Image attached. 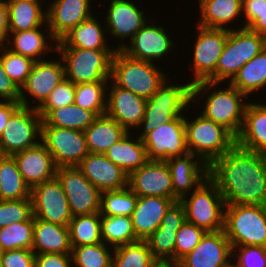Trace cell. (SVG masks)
<instances>
[{
  "label": "cell",
  "mask_w": 266,
  "mask_h": 267,
  "mask_svg": "<svg viewBox=\"0 0 266 267\" xmlns=\"http://www.w3.org/2000/svg\"><path fill=\"white\" fill-rule=\"evenodd\" d=\"M225 205H266V155L234 145L208 166Z\"/></svg>",
  "instance_id": "6da1fadb"
},
{
  "label": "cell",
  "mask_w": 266,
  "mask_h": 267,
  "mask_svg": "<svg viewBox=\"0 0 266 267\" xmlns=\"http://www.w3.org/2000/svg\"><path fill=\"white\" fill-rule=\"evenodd\" d=\"M220 85L218 82L210 81H200L192 84L191 105L194 102V105L200 104V102H197L198 100L202 101V107L204 108L199 113L214 123L224 126L236 137L241 130L246 106L250 99L230 83L228 85L226 83V88ZM204 99L205 101H203Z\"/></svg>",
  "instance_id": "7a4b0ae2"
},
{
  "label": "cell",
  "mask_w": 266,
  "mask_h": 267,
  "mask_svg": "<svg viewBox=\"0 0 266 267\" xmlns=\"http://www.w3.org/2000/svg\"><path fill=\"white\" fill-rule=\"evenodd\" d=\"M187 81L186 84L172 83L169 77L157 92L147 99L144 117L134 131V133L141 132L135 136L142 140L154 128H159L163 123L186 114L191 106L192 86L189 77Z\"/></svg>",
  "instance_id": "3957f363"
},
{
  "label": "cell",
  "mask_w": 266,
  "mask_h": 267,
  "mask_svg": "<svg viewBox=\"0 0 266 267\" xmlns=\"http://www.w3.org/2000/svg\"><path fill=\"white\" fill-rule=\"evenodd\" d=\"M158 64L131 58L118 50L112 58L110 79L117 86L149 99L166 82L170 74L161 70Z\"/></svg>",
  "instance_id": "277c9868"
},
{
  "label": "cell",
  "mask_w": 266,
  "mask_h": 267,
  "mask_svg": "<svg viewBox=\"0 0 266 267\" xmlns=\"http://www.w3.org/2000/svg\"><path fill=\"white\" fill-rule=\"evenodd\" d=\"M196 113L194 119L189 116L185 118L186 145L189 153L198 156L209 166L236 144V137L199 111Z\"/></svg>",
  "instance_id": "5b68a950"
},
{
  "label": "cell",
  "mask_w": 266,
  "mask_h": 267,
  "mask_svg": "<svg viewBox=\"0 0 266 267\" xmlns=\"http://www.w3.org/2000/svg\"><path fill=\"white\" fill-rule=\"evenodd\" d=\"M115 51V49L56 47L55 54L63 60L65 78L76 85L109 81Z\"/></svg>",
  "instance_id": "8992f818"
},
{
  "label": "cell",
  "mask_w": 266,
  "mask_h": 267,
  "mask_svg": "<svg viewBox=\"0 0 266 267\" xmlns=\"http://www.w3.org/2000/svg\"><path fill=\"white\" fill-rule=\"evenodd\" d=\"M266 47V38L248 28L232 29L218 60L216 71L206 80L229 83L240 68Z\"/></svg>",
  "instance_id": "52a82bcc"
},
{
  "label": "cell",
  "mask_w": 266,
  "mask_h": 267,
  "mask_svg": "<svg viewBox=\"0 0 266 267\" xmlns=\"http://www.w3.org/2000/svg\"><path fill=\"white\" fill-rule=\"evenodd\" d=\"M223 230L232 247H266V205H226Z\"/></svg>",
  "instance_id": "ba28073f"
},
{
  "label": "cell",
  "mask_w": 266,
  "mask_h": 267,
  "mask_svg": "<svg viewBox=\"0 0 266 267\" xmlns=\"http://www.w3.org/2000/svg\"><path fill=\"white\" fill-rule=\"evenodd\" d=\"M179 201L184 207L187 222L206 232L223 230L226 205L217 186L209 178Z\"/></svg>",
  "instance_id": "9c48e42d"
},
{
  "label": "cell",
  "mask_w": 266,
  "mask_h": 267,
  "mask_svg": "<svg viewBox=\"0 0 266 267\" xmlns=\"http://www.w3.org/2000/svg\"><path fill=\"white\" fill-rule=\"evenodd\" d=\"M43 118L36 108L20 106L9 118L0 136L5 156L36 146L41 142Z\"/></svg>",
  "instance_id": "30bf717a"
},
{
  "label": "cell",
  "mask_w": 266,
  "mask_h": 267,
  "mask_svg": "<svg viewBox=\"0 0 266 267\" xmlns=\"http://www.w3.org/2000/svg\"><path fill=\"white\" fill-rule=\"evenodd\" d=\"M197 37L194 42L191 70L193 79L190 83L194 84L200 81H206L215 71L218 60L223 52L227 41L229 30L206 28L195 25ZM192 79V80H191Z\"/></svg>",
  "instance_id": "8fae6325"
},
{
  "label": "cell",
  "mask_w": 266,
  "mask_h": 267,
  "mask_svg": "<svg viewBox=\"0 0 266 267\" xmlns=\"http://www.w3.org/2000/svg\"><path fill=\"white\" fill-rule=\"evenodd\" d=\"M58 57L55 60L49 58L34 63L25 84L20 88L21 106L38 109L50 92L65 78L64 63L61 57ZM34 100L36 103L32 105L30 102Z\"/></svg>",
  "instance_id": "7c38bea8"
},
{
  "label": "cell",
  "mask_w": 266,
  "mask_h": 267,
  "mask_svg": "<svg viewBox=\"0 0 266 267\" xmlns=\"http://www.w3.org/2000/svg\"><path fill=\"white\" fill-rule=\"evenodd\" d=\"M56 177L67 197L72 216L100 211L101 191L75 167H57Z\"/></svg>",
  "instance_id": "4fadbf2b"
},
{
  "label": "cell",
  "mask_w": 266,
  "mask_h": 267,
  "mask_svg": "<svg viewBox=\"0 0 266 267\" xmlns=\"http://www.w3.org/2000/svg\"><path fill=\"white\" fill-rule=\"evenodd\" d=\"M41 142L57 167H75L89 154L84 131L42 126Z\"/></svg>",
  "instance_id": "5bb4252c"
},
{
  "label": "cell",
  "mask_w": 266,
  "mask_h": 267,
  "mask_svg": "<svg viewBox=\"0 0 266 267\" xmlns=\"http://www.w3.org/2000/svg\"><path fill=\"white\" fill-rule=\"evenodd\" d=\"M156 25V20L151 17V20L136 32L121 51L131 58L154 63L158 60L160 62L169 53L173 54L171 51H175L177 46L174 39L167 33L168 27L162 24Z\"/></svg>",
  "instance_id": "9a60e30c"
},
{
  "label": "cell",
  "mask_w": 266,
  "mask_h": 267,
  "mask_svg": "<svg viewBox=\"0 0 266 267\" xmlns=\"http://www.w3.org/2000/svg\"><path fill=\"white\" fill-rule=\"evenodd\" d=\"M108 4L104 18L107 35L119 40L118 45L113 48L116 51L122 50L127 41L129 42L151 18L132 0H111Z\"/></svg>",
  "instance_id": "2e32d148"
},
{
  "label": "cell",
  "mask_w": 266,
  "mask_h": 267,
  "mask_svg": "<svg viewBox=\"0 0 266 267\" xmlns=\"http://www.w3.org/2000/svg\"><path fill=\"white\" fill-rule=\"evenodd\" d=\"M33 217L68 226L72 219L67 197L57 177L31 189Z\"/></svg>",
  "instance_id": "e0dca14e"
},
{
  "label": "cell",
  "mask_w": 266,
  "mask_h": 267,
  "mask_svg": "<svg viewBox=\"0 0 266 267\" xmlns=\"http://www.w3.org/2000/svg\"><path fill=\"white\" fill-rule=\"evenodd\" d=\"M185 117L186 115H182L163 123L142 139L149 160L165 161L189 153L186 145Z\"/></svg>",
  "instance_id": "ac0fdd59"
},
{
  "label": "cell",
  "mask_w": 266,
  "mask_h": 267,
  "mask_svg": "<svg viewBox=\"0 0 266 267\" xmlns=\"http://www.w3.org/2000/svg\"><path fill=\"white\" fill-rule=\"evenodd\" d=\"M128 187L138 196H158L173 200V187L166 161L148 160L128 175Z\"/></svg>",
  "instance_id": "d6986e66"
},
{
  "label": "cell",
  "mask_w": 266,
  "mask_h": 267,
  "mask_svg": "<svg viewBox=\"0 0 266 267\" xmlns=\"http://www.w3.org/2000/svg\"><path fill=\"white\" fill-rule=\"evenodd\" d=\"M232 261V245L224 230L206 232L177 267H225Z\"/></svg>",
  "instance_id": "ffe728a7"
},
{
  "label": "cell",
  "mask_w": 266,
  "mask_h": 267,
  "mask_svg": "<svg viewBox=\"0 0 266 267\" xmlns=\"http://www.w3.org/2000/svg\"><path fill=\"white\" fill-rule=\"evenodd\" d=\"M147 99L117 86L111 79L107 86L106 112L128 132H134L142 121Z\"/></svg>",
  "instance_id": "44dd1931"
},
{
  "label": "cell",
  "mask_w": 266,
  "mask_h": 267,
  "mask_svg": "<svg viewBox=\"0 0 266 267\" xmlns=\"http://www.w3.org/2000/svg\"><path fill=\"white\" fill-rule=\"evenodd\" d=\"M91 2L93 1L52 0L46 4L47 25L56 42L67 35L72 28L96 14L92 9Z\"/></svg>",
  "instance_id": "7402d4cb"
},
{
  "label": "cell",
  "mask_w": 266,
  "mask_h": 267,
  "mask_svg": "<svg viewBox=\"0 0 266 267\" xmlns=\"http://www.w3.org/2000/svg\"><path fill=\"white\" fill-rule=\"evenodd\" d=\"M165 161L171 174L174 202L197 189L208 179V165L191 153Z\"/></svg>",
  "instance_id": "603a6c76"
},
{
  "label": "cell",
  "mask_w": 266,
  "mask_h": 267,
  "mask_svg": "<svg viewBox=\"0 0 266 267\" xmlns=\"http://www.w3.org/2000/svg\"><path fill=\"white\" fill-rule=\"evenodd\" d=\"M12 157L30 189L56 177L57 166L53 156L42 142L15 153Z\"/></svg>",
  "instance_id": "cb8c5ba5"
},
{
  "label": "cell",
  "mask_w": 266,
  "mask_h": 267,
  "mask_svg": "<svg viewBox=\"0 0 266 267\" xmlns=\"http://www.w3.org/2000/svg\"><path fill=\"white\" fill-rule=\"evenodd\" d=\"M76 167L101 192L128 186V175L105 154L89 153Z\"/></svg>",
  "instance_id": "d4e9b609"
},
{
  "label": "cell",
  "mask_w": 266,
  "mask_h": 267,
  "mask_svg": "<svg viewBox=\"0 0 266 267\" xmlns=\"http://www.w3.org/2000/svg\"><path fill=\"white\" fill-rule=\"evenodd\" d=\"M4 45L9 50L29 57L36 62L46 59V56H49L48 52H56L57 42L52 37L48 25H45V27L40 26L30 30L8 32Z\"/></svg>",
  "instance_id": "484cf974"
},
{
  "label": "cell",
  "mask_w": 266,
  "mask_h": 267,
  "mask_svg": "<svg viewBox=\"0 0 266 267\" xmlns=\"http://www.w3.org/2000/svg\"><path fill=\"white\" fill-rule=\"evenodd\" d=\"M260 102L251 100L247 104L241 130L236 136V145L266 155V103L262 100Z\"/></svg>",
  "instance_id": "4316f807"
},
{
  "label": "cell",
  "mask_w": 266,
  "mask_h": 267,
  "mask_svg": "<svg viewBox=\"0 0 266 267\" xmlns=\"http://www.w3.org/2000/svg\"><path fill=\"white\" fill-rule=\"evenodd\" d=\"M173 203L172 199L158 196L138 197L136 208L131 215L136 237L145 240L154 233Z\"/></svg>",
  "instance_id": "83f0119b"
},
{
  "label": "cell",
  "mask_w": 266,
  "mask_h": 267,
  "mask_svg": "<svg viewBox=\"0 0 266 267\" xmlns=\"http://www.w3.org/2000/svg\"><path fill=\"white\" fill-rule=\"evenodd\" d=\"M97 16V14L96 16L93 14L87 20L72 28L67 35L57 42L56 47H75L93 50L114 49L113 45L108 42L110 39H108L109 36L107 35L105 23L101 24Z\"/></svg>",
  "instance_id": "f1b7e54d"
},
{
  "label": "cell",
  "mask_w": 266,
  "mask_h": 267,
  "mask_svg": "<svg viewBox=\"0 0 266 267\" xmlns=\"http://www.w3.org/2000/svg\"><path fill=\"white\" fill-rule=\"evenodd\" d=\"M198 5L200 18L195 24L206 28L240 29L229 27L228 24H235L237 19L241 20L239 17H242V0H198Z\"/></svg>",
  "instance_id": "f546056e"
},
{
  "label": "cell",
  "mask_w": 266,
  "mask_h": 267,
  "mask_svg": "<svg viewBox=\"0 0 266 267\" xmlns=\"http://www.w3.org/2000/svg\"><path fill=\"white\" fill-rule=\"evenodd\" d=\"M68 226L46 222L34 217L32 251L42 253H71Z\"/></svg>",
  "instance_id": "4dcf8cb0"
},
{
  "label": "cell",
  "mask_w": 266,
  "mask_h": 267,
  "mask_svg": "<svg viewBox=\"0 0 266 267\" xmlns=\"http://www.w3.org/2000/svg\"><path fill=\"white\" fill-rule=\"evenodd\" d=\"M128 131L107 114L97 116L84 130L89 153L105 154Z\"/></svg>",
  "instance_id": "1f68e13d"
},
{
  "label": "cell",
  "mask_w": 266,
  "mask_h": 267,
  "mask_svg": "<svg viewBox=\"0 0 266 267\" xmlns=\"http://www.w3.org/2000/svg\"><path fill=\"white\" fill-rule=\"evenodd\" d=\"M134 134V132H127L105 153L106 157L127 175L139 169L149 160L143 141L138 136L133 137Z\"/></svg>",
  "instance_id": "d6a6232c"
},
{
  "label": "cell",
  "mask_w": 266,
  "mask_h": 267,
  "mask_svg": "<svg viewBox=\"0 0 266 267\" xmlns=\"http://www.w3.org/2000/svg\"><path fill=\"white\" fill-rule=\"evenodd\" d=\"M8 32L35 29L47 25L46 2H6ZM44 10H43V9Z\"/></svg>",
  "instance_id": "836d02e7"
},
{
  "label": "cell",
  "mask_w": 266,
  "mask_h": 267,
  "mask_svg": "<svg viewBox=\"0 0 266 267\" xmlns=\"http://www.w3.org/2000/svg\"><path fill=\"white\" fill-rule=\"evenodd\" d=\"M229 83L247 97L266 90V47L242 66Z\"/></svg>",
  "instance_id": "e575fe53"
},
{
  "label": "cell",
  "mask_w": 266,
  "mask_h": 267,
  "mask_svg": "<svg viewBox=\"0 0 266 267\" xmlns=\"http://www.w3.org/2000/svg\"><path fill=\"white\" fill-rule=\"evenodd\" d=\"M31 199V189L25 183L12 156L0 158V200Z\"/></svg>",
  "instance_id": "d590c367"
},
{
  "label": "cell",
  "mask_w": 266,
  "mask_h": 267,
  "mask_svg": "<svg viewBox=\"0 0 266 267\" xmlns=\"http://www.w3.org/2000/svg\"><path fill=\"white\" fill-rule=\"evenodd\" d=\"M97 116L75 103L52 109L44 118L42 126H54L71 130L84 131Z\"/></svg>",
  "instance_id": "8d00e7d4"
},
{
  "label": "cell",
  "mask_w": 266,
  "mask_h": 267,
  "mask_svg": "<svg viewBox=\"0 0 266 267\" xmlns=\"http://www.w3.org/2000/svg\"><path fill=\"white\" fill-rule=\"evenodd\" d=\"M101 237L107 246L116 248L137 242L132 219L129 216L101 215Z\"/></svg>",
  "instance_id": "74e56055"
},
{
  "label": "cell",
  "mask_w": 266,
  "mask_h": 267,
  "mask_svg": "<svg viewBox=\"0 0 266 267\" xmlns=\"http://www.w3.org/2000/svg\"><path fill=\"white\" fill-rule=\"evenodd\" d=\"M71 247L93 245L102 242L101 215L73 216L68 225Z\"/></svg>",
  "instance_id": "f35d334b"
},
{
  "label": "cell",
  "mask_w": 266,
  "mask_h": 267,
  "mask_svg": "<svg viewBox=\"0 0 266 267\" xmlns=\"http://www.w3.org/2000/svg\"><path fill=\"white\" fill-rule=\"evenodd\" d=\"M145 240L114 248L112 267H159Z\"/></svg>",
  "instance_id": "ab89813d"
},
{
  "label": "cell",
  "mask_w": 266,
  "mask_h": 267,
  "mask_svg": "<svg viewBox=\"0 0 266 267\" xmlns=\"http://www.w3.org/2000/svg\"><path fill=\"white\" fill-rule=\"evenodd\" d=\"M138 196L127 186L119 190L101 192L100 215L129 216L136 208Z\"/></svg>",
  "instance_id": "60d3db41"
},
{
  "label": "cell",
  "mask_w": 266,
  "mask_h": 267,
  "mask_svg": "<svg viewBox=\"0 0 266 267\" xmlns=\"http://www.w3.org/2000/svg\"><path fill=\"white\" fill-rule=\"evenodd\" d=\"M109 81L80 83L75 85L74 103L96 116L106 112L107 86Z\"/></svg>",
  "instance_id": "b9f144b4"
},
{
  "label": "cell",
  "mask_w": 266,
  "mask_h": 267,
  "mask_svg": "<svg viewBox=\"0 0 266 267\" xmlns=\"http://www.w3.org/2000/svg\"><path fill=\"white\" fill-rule=\"evenodd\" d=\"M71 248L72 267H112L114 248L104 242Z\"/></svg>",
  "instance_id": "7bdbcfd3"
},
{
  "label": "cell",
  "mask_w": 266,
  "mask_h": 267,
  "mask_svg": "<svg viewBox=\"0 0 266 267\" xmlns=\"http://www.w3.org/2000/svg\"><path fill=\"white\" fill-rule=\"evenodd\" d=\"M34 217L28 221L11 223L0 228V250L2 252L15 249L32 250Z\"/></svg>",
  "instance_id": "ee69618b"
},
{
  "label": "cell",
  "mask_w": 266,
  "mask_h": 267,
  "mask_svg": "<svg viewBox=\"0 0 266 267\" xmlns=\"http://www.w3.org/2000/svg\"><path fill=\"white\" fill-rule=\"evenodd\" d=\"M178 230L158 227L154 233L145 239L153 257L160 264L174 265V248Z\"/></svg>",
  "instance_id": "f6af8a7d"
},
{
  "label": "cell",
  "mask_w": 266,
  "mask_h": 267,
  "mask_svg": "<svg viewBox=\"0 0 266 267\" xmlns=\"http://www.w3.org/2000/svg\"><path fill=\"white\" fill-rule=\"evenodd\" d=\"M1 60L6 74L20 89L31 73L35 61L9 50L4 44L1 45Z\"/></svg>",
  "instance_id": "bcb514c9"
},
{
  "label": "cell",
  "mask_w": 266,
  "mask_h": 267,
  "mask_svg": "<svg viewBox=\"0 0 266 267\" xmlns=\"http://www.w3.org/2000/svg\"><path fill=\"white\" fill-rule=\"evenodd\" d=\"M242 18L244 24L239 28H248L266 38V0H242Z\"/></svg>",
  "instance_id": "7dc6e473"
},
{
  "label": "cell",
  "mask_w": 266,
  "mask_h": 267,
  "mask_svg": "<svg viewBox=\"0 0 266 267\" xmlns=\"http://www.w3.org/2000/svg\"><path fill=\"white\" fill-rule=\"evenodd\" d=\"M206 231L195 224L185 221L176 233L174 265L190 253L201 241Z\"/></svg>",
  "instance_id": "c3c4849f"
},
{
  "label": "cell",
  "mask_w": 266,
  "mask_h": 267,
  "mask_svg": "<svg viewBox=\"0 0 266 267\" xmlns=\"http://www.w3.org/2000/svg\"><path fill=\"white\" fill-rule=\"evenodd\" d=\"M33 216L32 200H0V228L28 221Z\"/></svg>",
  "instance_id": "681fc988"
},
{
  "label": "cell",
  "mask_w": 266,
  "mask_h": 267,
  "mask_svg": "<svg viewBox=\"0 0 266 267\" xmlns=\"http://www.w3.org/2000/svg\"><path fill=\"white\" fill-rule=\"evenodd\" d=\"M75 84L64 78L49 94L45 102L37 109L44 118L52 109L74 103Z\"/></svg>",
  "instance_id": "f907efd6"
},
{
  "label": "cell",
  "mask_w": 266,
  "mask_h": 267,
  "mask_svg": "<svg viewBox=\"0 0 266 267\" xmlns=\"http://www.w3.org/2000/svg\"><path fill=\"white\" fill-rule=\"evenodd\" d=\"M232 261L237 267H266V247L233 246Z\"/></svg>",
  "instance_id": "816d5d0a"
},
{
  "label": "cell",
  "mask_w": 266,
  "mask_h": 267,
  "mask_svg": "<svg viewBox=\"0 0 266 267\" xmlns=\"http://www.w3.org/2000/svg\"><path fill=\"white\" fill-rule=\"evenodd\" d=\"M1 267H35V253L29 249H15L1 254Z\"/></svg>",
  "instance_id": "f5cc1de1"
},
{
  "label": "cell",
  "mask_w": 266,
  "mask_h": 267,
  "mask_svg": "<svg viewBox=\"0 0 266 267\" xmlns=\"http://www.w3.org/2000/svg\"><path fill=\"white\" fill-rule=\"evenodd\" d=\"M20 89L6 74L1 60L0 46V101L19 102Z\"/></svg>",
  "instance_id": "db71d44e"
},
{
  "label": "cell",
  "mask_w": 266,
  "mask_h": 267,
  "mask_svg": "<svg viewBox=\"0 0 266 267\" xmlns=\"http://www.w3.org/2000/svg\"><path fill=\"white\" fill-rule=\"evenodd\" d=\"M186 221L185 210L180 201L174 202L166 211L160 225L161 229H180Z\"/></svg>",
  "instance_id": "11a10c76"
},
{
  "label": "cell",
  "mask_w": 266,
  "mask_h": 267,
  "mask_svg": "<svg viewBox=\"0 0 266 267\" xmlns=\"http://www.w3.org/2000/svg\"><path fill=\"white\" fill-rule=\"evenodd\" d=\"M35 267H72L71 253L35 254Z\"/></svg>",
  "instance_id": "9f6ffc18"
},
{
  "label": "cell",
  "mask_w": 266,
  "mask_h": 267,
  "mask_svg": "<svg viewBox=\"0 0 266 267\" xmlns=\"http://www.w3.org/2000/svg\"><path fill=\"white\" fill-rule=\"evenodd\" d=\"M21 106L19 102L0 101V136L11 115Z\"/></svg>",
  "instance_id": "6f0895ef"
},
{
  "label": "cell",
  "mask_w": 266,
  "mask_h": 267,
  "mask_svg": "<svg viewBox=\"0 0 266 267\" xmlns=\"http://www.w3.org/2000/svg\"><path fill=\"white\" fill-rule=\"evenodd\" d=\"M8 36V7L6 0H0V46Z\"/></svg>",
  "instance_id": "680465c9"
},
{
  "label": "cell",
  "mask_w": 266,
  "mask_h": 267,
  "mask_svg": "<svg viewBox=\"0 0 266 267\" xmlns=\"http://www.w3.org/2000/svg\"><path fill=\"white\" fill-rule=\"evenodd\" d=\"M44 1L43 0H6V2H44Z\"/></svg>",
  "instance_id": "91938a15"
},
{
  "label": "cell",
  "mask_w": 266,
  "mask_h": 267,
  "mask_svg": "<svg viewBox=\"0 0 266 267\" xmlns=\"http://www.w3.org/2000/svg\"><path fill=\"white\" fill-rule=\"evenodd\" d=\"M159 267H177L176 265L160 264Z\"/></svg>",
  "instance_id": "94428289"
},
{
  "label": "cell",
  "mask_w": 266,
  "mask_h": 267,
  "mask_svg": "<svg viewBox=\"0 0 266 267\" xmlns=\"http://www.w3.org/2000/svg\"><path fill=\"white\" fill-rule=\"evenodd\" d=\"M225 267H237L236 265H235V263L232 261V263L230 262L228 265H226Z\"/></svg>",
  "instance_id": "6125c7cd"
},
{
  "label": "cell",
  "mask_w": 266,
  "mask_h": 267,
  "mask_svg": "<svg viewBox=\"0 0 266 267\" xmlns=\"http://www.w3.org/2000/svg\"><path fill=\"white\" fill-rule=\"evenodd\" d=\"M5 155H4V153H3V151H2V149H1V145H0V158H2V157H4Z\"/></svg>",
  "instance_id": "be15d7a7"
}]
</instances>
